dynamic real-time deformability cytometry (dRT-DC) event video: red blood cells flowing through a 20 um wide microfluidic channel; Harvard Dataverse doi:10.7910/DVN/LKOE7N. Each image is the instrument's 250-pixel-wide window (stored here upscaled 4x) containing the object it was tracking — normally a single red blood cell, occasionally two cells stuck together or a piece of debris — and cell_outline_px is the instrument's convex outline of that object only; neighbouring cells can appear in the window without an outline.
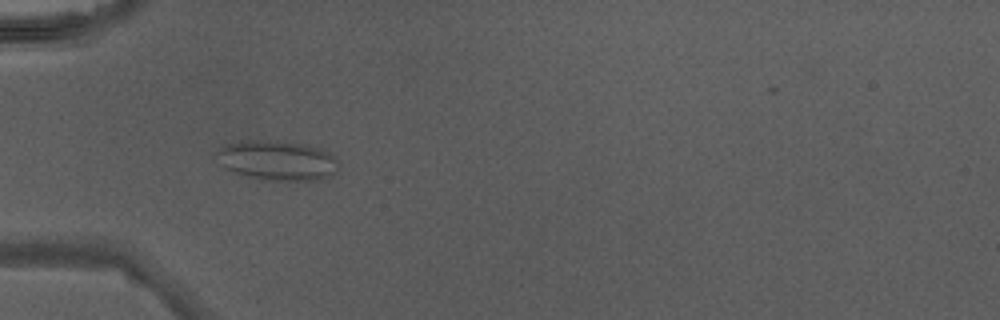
{"species": "Egyptian fruit bat (a non-hibernating species)", "species_latin": "Rousettus aegyptiacus", "temperature_condition": "warm", "stored_images_in_passage": 10, "camera_frame_rate_fps": 3000, "um_per_image_px": 0.085, "animal": {"sex": "male"}, "frame": {"image": 1, "passage_image": 5, "time_ms": 1.333, "image_size_px": [1000, 320], "cell_outline_px": [[340, 164], [336, 172], [332, 176], [320, 180], [260, 180], [244, 176], [232, 172], [224, 168], [220, 164], [216, 152], [224, 144], [240, 140], [276, 140], [304, 144], [324, 148]], "centroid_in_image_um": [23.56, 13.63], "position_along_channel_um": 61.4, "area_um2": 28.96}}
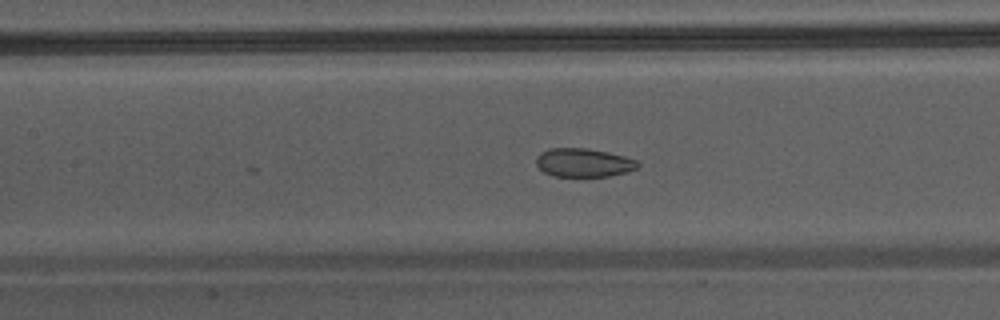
{"frame": {"image": 2, "passage_image": 9, "time_ms": 2.667, "image_size_px": [1000, 320], "cell_outline_px": [[640, 164], [636, 168], [628, 172], [608, 176], [552, 176], [544, 172], [536, 164], [536, 156], [540, 152], [548, 148], [588, 148], [608, 152], [624, 156], [636, 160]], "centroid_in_image_um": [49.58, 13.82], "position_along_channel_um": 157.8, "area_um2": 16.99}}